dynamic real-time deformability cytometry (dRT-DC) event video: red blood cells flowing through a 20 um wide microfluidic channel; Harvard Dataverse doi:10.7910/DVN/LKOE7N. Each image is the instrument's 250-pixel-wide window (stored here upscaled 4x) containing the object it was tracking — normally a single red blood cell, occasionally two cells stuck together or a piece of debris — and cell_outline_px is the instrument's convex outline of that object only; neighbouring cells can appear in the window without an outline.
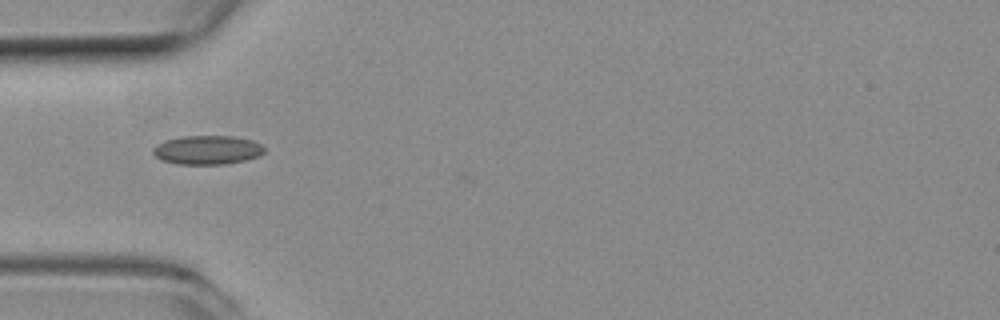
{"species": "common noctule bat (a hibernating species)", "species_latin": "Nyctalus noctula", "temperature_condition": "room temperature", "stored_images_in_passage": 5, "camera_frame_rate_fps": 3000, "um_per_image_px": 0.085, "animal": {"sex": "female", "body_mass_g": 19.3, "forearm_length_mm": 54.1}, "frame": {"image": 1, "passage_image": 1, "time_ms": 0.0, "image_size_px": [1000, 320], "cell_outline_px": [[264, 152], [260, 156], [244, 160], [224, 164], [176, 164], [160, 160], [152, 152], [152, 148], [156, 144], [164, 140], [184, 136], [232, 136], [252, 140], [260, 144], [264, 148]], "centroid_in_image_um": [17.59, 12.74], "position_along_channel_um": 67.4, "area_um2": 18.84}}
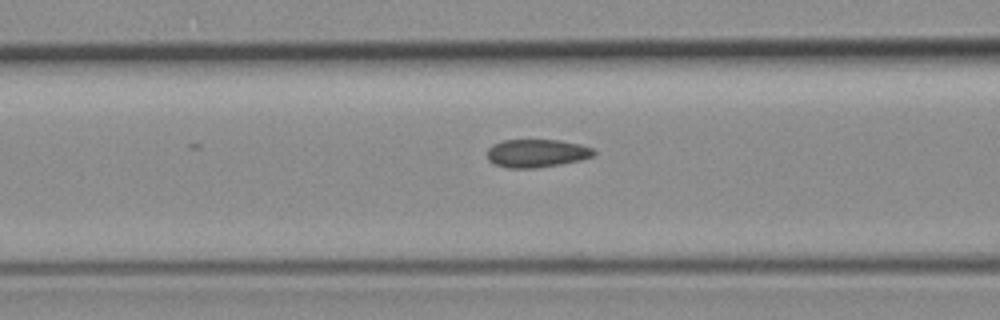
{"frame": {"image": 2, "passage_image": 5, "time_ms": 1.333, "image_size_px": [1000, 320], "cell_outline_px": [[596, 152], [592, 156], [580, 160], [560, 164], [536, 168], [508, 168], [496, 164], [488, 160], [488, 148], [492, 144], [504, 140], [560, 140], [580, 144], [592, 148]], "centroid_in_image_um": [45.61, 13.02], "position_along_channel_um": 121.0, "area_um2": 17.4}}